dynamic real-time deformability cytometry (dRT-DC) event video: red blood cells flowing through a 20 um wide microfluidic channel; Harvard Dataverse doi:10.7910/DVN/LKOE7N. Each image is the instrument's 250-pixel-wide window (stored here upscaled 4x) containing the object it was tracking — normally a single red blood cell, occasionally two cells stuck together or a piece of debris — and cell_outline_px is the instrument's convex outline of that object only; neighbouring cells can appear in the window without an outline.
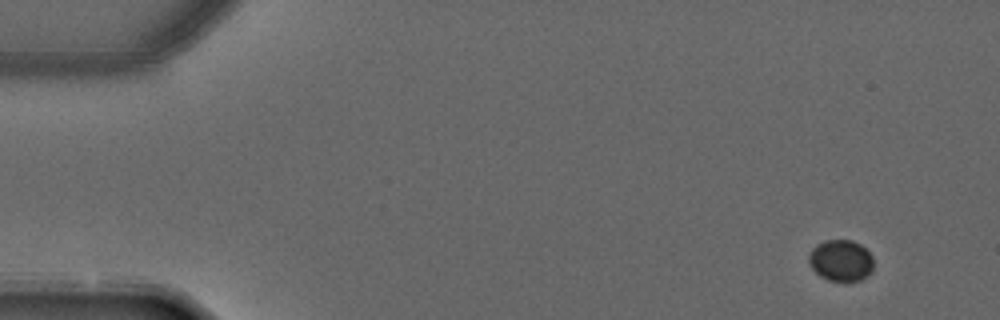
{"species": "common noctule bat (a hibernating species)", "species_latin": "Nyctalus noctula", "temperature_condition": "warm", "stored_images_in_passage": 7, "camera_frame_rate_fps": 3000, "um_per_image_px": 0.085, "animal": {"sex": "male", "forearm_length_mm": 52.5}, "frame": {"image": 1, "passage_image": 2, "time_ms": 0.333, "image_size_px": [1000, 320], "cell_outline_px": [[872, 272], [860, 280], [828, 280], [820, 276], [812, 268], [808, 260], [808, 256], [812, 248], [816, 244], [824, 240], [852, 240], [860, 244], [872, 256]], "centroid_in_image_um": [71.45, 22.12], "position_along_channel_um": 13.5, "area_um2": 15.49}}
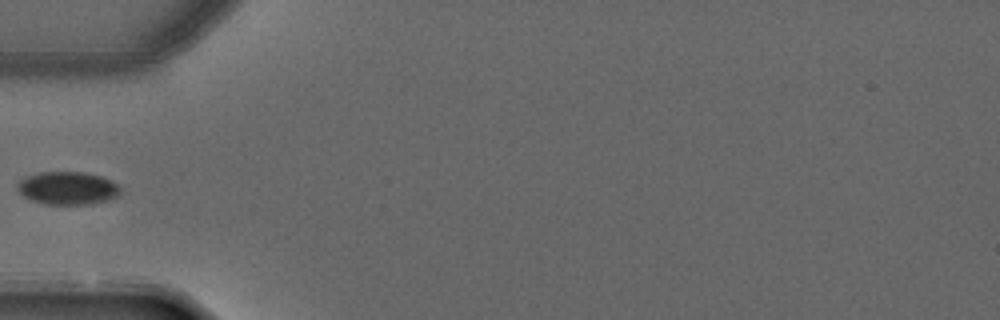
{"frame": {"image": 2, "passage_image": 6, "time_ms": 1.667, "image_size_px": [1000, 320], "cell_outline_px": [[120, 192], [116, 196], [108, 200], [92, 204], [44, 204], [32, 200], [24, 196], [16, 188], [16, 184], [20, 180], [28, 176], [40, 172], [84, 172], [100, 176], [112, 180], [120, 188]], "centroid_in_image_um": [5.74, 15.99], "position_along_channel_um": 79.3, "area_um2": 19.71}}
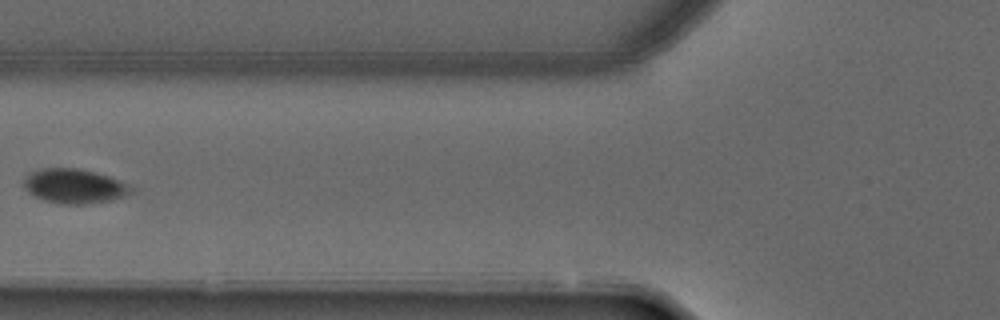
{"frame": {"image": 3, "passage_image": 7, "time_ms": 2.0, "image_size_px": [1000, 320], "cell_outline_px": [[128, 192], [112, 200], [80, 204], [60, 204], [44, 200], [28, 192], [24, 184], [24, 176], [40, 168], [76, 168], [96, 172], [108, 176], [124, 184]], "centroid_in_image_um": [6.18, 15.81], "position_along_channel_um": 119.6, "area_um2": 20.81}}